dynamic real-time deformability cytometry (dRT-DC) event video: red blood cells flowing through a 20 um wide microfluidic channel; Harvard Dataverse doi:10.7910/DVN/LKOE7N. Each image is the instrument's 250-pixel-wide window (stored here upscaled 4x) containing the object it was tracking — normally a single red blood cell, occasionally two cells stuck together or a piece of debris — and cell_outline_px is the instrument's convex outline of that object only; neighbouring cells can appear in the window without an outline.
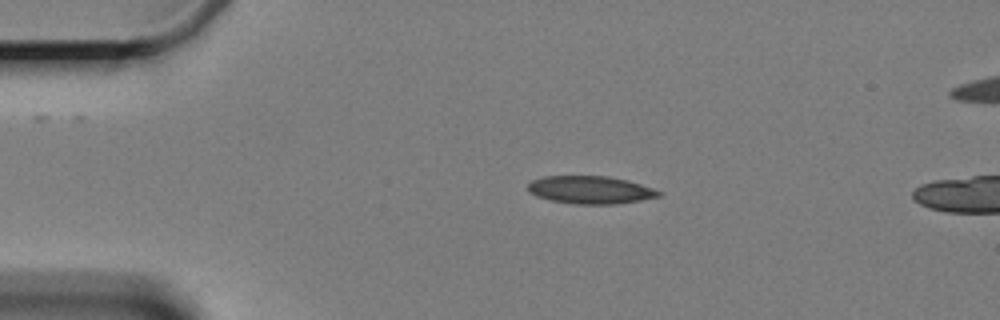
{"species": "Egyptian fruit bat (a non-hibernating species)", "species_latin": "Rousettus aegyptiacus", "temperature_condition": "cold", "stored_images_in_passage": 5, "camera_frame_rate_fps": 3000, "um_per_image_px": 0.085, "animal": {"sex": "female"}, "frame": {"image": 1, "passage_image": 4, "time_ms": 3.667, "image_size_px": [1000, 320], "cell_outline_px": [[664, 192], [660, 196], [640, 200], [616, 204], [576, 204], [552, 200], [536, 196], [528, 192], [528, 184], [532, 180], [544, 176], [608, 176], [628, 180]], "centroid_in_image_um": [50.19, 16.13], "position_along_channel_um": 34.8, "area_um2": 21.15}}